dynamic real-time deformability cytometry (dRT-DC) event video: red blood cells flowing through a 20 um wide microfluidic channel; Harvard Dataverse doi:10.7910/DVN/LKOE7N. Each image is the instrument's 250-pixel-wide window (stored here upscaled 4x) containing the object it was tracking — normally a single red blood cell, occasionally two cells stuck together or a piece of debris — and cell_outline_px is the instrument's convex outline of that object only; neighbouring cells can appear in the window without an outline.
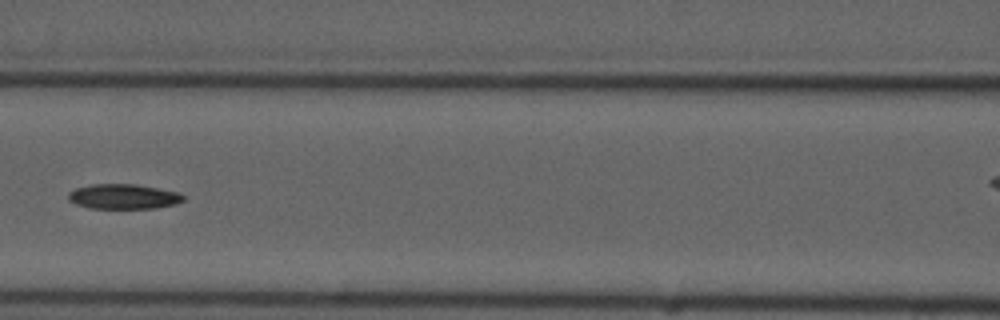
{"species": "common noctule bat (a hibernating species)", "species_latin": "Nyctalus noctula", "temperature_condition": "cold", "stored_images_in_passage": 5, "camera_frame_rate_fps": 3000, "um_per_image_px": 0.085, "animal": {"sex": "male", "forearm_length_mm": 52.5}, "frame": {"image": 1, "passage_image": 5, "time_ms": 5.667, "image_size_px": [1000, 320], "cell_outline_px": [[184, 200], [176, 204], [156, 208], [92, 208], [76, 204], [68, 200], [68, 192], [76, 188], [92, 184], [136, 184], [180, 192], [184, 196]], "centroid_in_image_um": [10.51, 16.7], "position_along_channel_um": 156.1, "area_um2": 16.76}}